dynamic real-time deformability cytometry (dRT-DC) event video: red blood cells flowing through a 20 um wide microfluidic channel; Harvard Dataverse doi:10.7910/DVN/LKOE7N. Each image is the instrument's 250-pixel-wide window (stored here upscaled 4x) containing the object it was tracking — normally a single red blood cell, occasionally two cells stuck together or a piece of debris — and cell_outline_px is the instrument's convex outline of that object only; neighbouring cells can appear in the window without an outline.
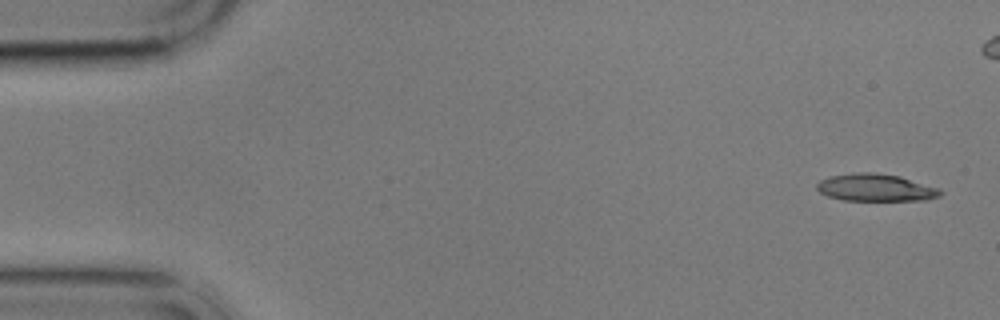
{"species": "common noctule bat (a hibernating species)", "species_latin": "Nyctalus noctula", "temperature_condition": "cold", "stored_images_in_passage": 6, "camera_frame_rate_fps": 3000, "um_per_image_px": 0.085, "animal": {"sex": "male", "body_mass_g": 17.9}, "frame": {"image": 1, "passage_image": 1, "time_ms": 0.0, "image_size_px": [1000, 320], "cell_outline_px": [[944, 192], [940, 196], [924, 200], [844, 200], [828, 196], [820, 192], [816, 188], [816, 184], [820, 180], [832, 176], [852, 172], [872, 172], [900, 176], [940, 188]], "centroid_in_image_um": [74.45, 15.94], "position_along_channel_um": 10.5, "area_um2": 19.71}}
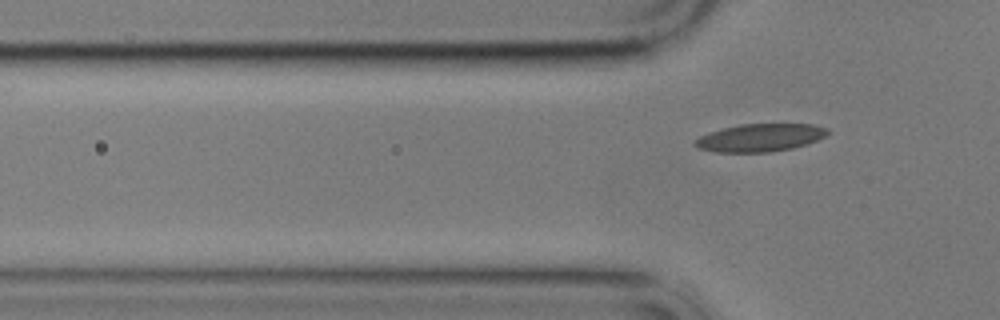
{"frame": {"image": 2, "passage_image": 6, "time_ms": 7.333, "image_size_px": [1000, 320], "cell_outline_px": [[828, 132], [824, 136], [808, 144], [792, 148], [768, 152], [716, 152], [696, 148], [692, 144], [692, 140], [708, 132], [740, 124], [812, 124], [828, 128]], "centroid_in_image_um": [64.55, 11.7], "position_along_channel_um": 61.3, "area_um2": 21.56}}